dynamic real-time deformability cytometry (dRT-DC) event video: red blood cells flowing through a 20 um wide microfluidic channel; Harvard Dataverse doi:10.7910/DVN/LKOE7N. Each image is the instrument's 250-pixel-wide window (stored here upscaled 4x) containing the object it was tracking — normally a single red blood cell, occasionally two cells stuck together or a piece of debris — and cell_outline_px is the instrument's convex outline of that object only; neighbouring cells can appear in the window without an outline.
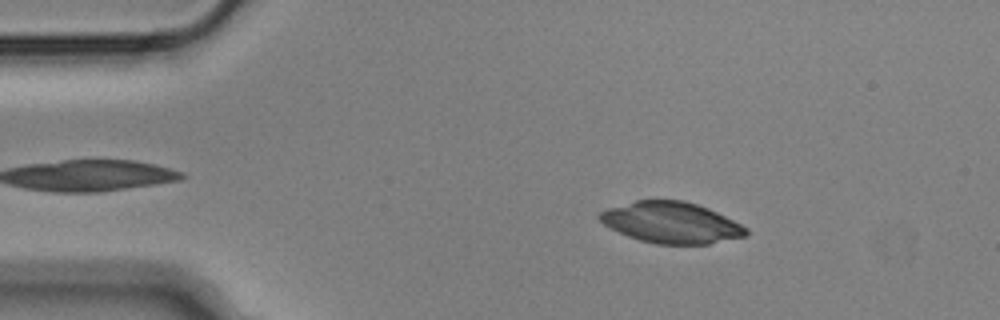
{"species": "Egyptian fruit bat (a non-hibernating species)", "species_latin": "Rousettus aegyptiacus", "temperature_condition": "cold", "stored_images_in_passage": 54, "camera_frame_rate_fps": 3000, "um_per_image_px": 0.085, "animal": {"sex": "male"}, "frame": {"image": 1, "passage_image": 8, "time_ms": 2.333, "image_size_px": [1000, 320], "cell_outline_px": [[748, 236], [708, 244], [656, 244], [640, 240], [628, 236], [604, 224], [596, 216], [600, 212], [608, 208], [636, 200], [684, 200], [708, 208], [748, 228]], "centroid_in_image_um": [57.07, 18.92], "position_along_channel_um": 27.9, "area_um2": 34.91}}